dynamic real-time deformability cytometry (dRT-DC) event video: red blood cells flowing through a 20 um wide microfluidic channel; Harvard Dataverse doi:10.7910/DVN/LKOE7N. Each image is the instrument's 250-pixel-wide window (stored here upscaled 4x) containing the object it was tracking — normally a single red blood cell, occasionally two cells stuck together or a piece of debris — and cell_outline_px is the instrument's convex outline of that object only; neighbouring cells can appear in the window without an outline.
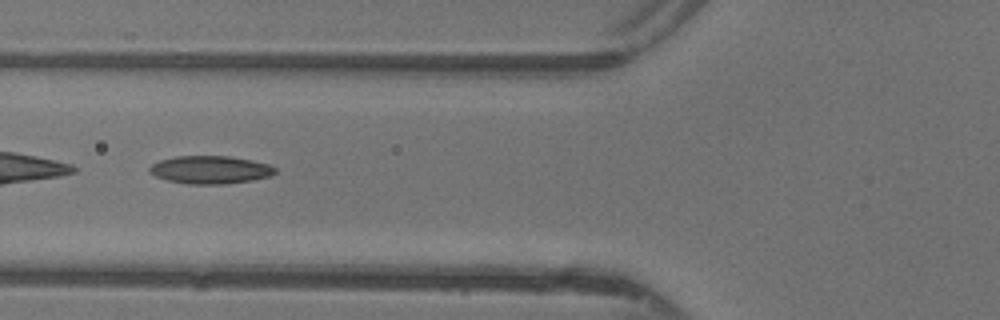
{"species": "common noctule bat (a hibernating species)", "species_latin": "Nyctalus noctula", "temperature_condition": "warm", "stored_images_in_passage": 45, "camera_frame_rate_fps": 3000, "um_per_image_px": 0.085, "animal": {"sex": "female"}, "frame": {"image": 1, "passage_image": 19, "time_ms": 6.0, "image_size_px": [1000, 320], "cell_outline_px": [[276, 172], [272, 176], [252, 180], [224, 184], [188, 184], [168, 180], [156, 176], [148, 172], [148, 168], [152, 164], [160, 160], [176, 156], [228, 156], [252, 160], [268, 164], [276, 168]], "centroid_in_image_um": [17.88, 14.43], "position_along_channel_um": 107.9, "area_um2": 20.46}}
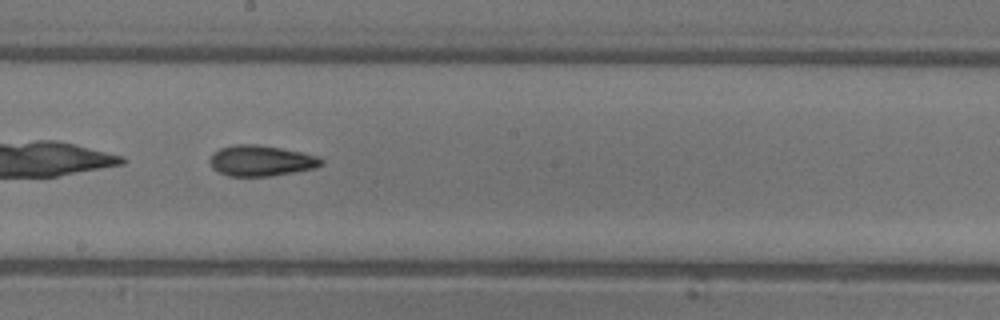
{"frame": {"image": 2, "passage_image": 27, "time_ms": 8.667, "image_size_px": [1000, 320], "cell_outline_px": [[324, 164], [316, 168], [272, 176], [228, 176], [212, 168], [208, 160], [212, 152], [220, 148], [236, 144], [256, 144], [280, 148], [320, 156], [324, 160]], "centroid_in_image_um": [22.19, 13.66], "position_along_channel_um": 226.0, "area_um2": 20.17}}
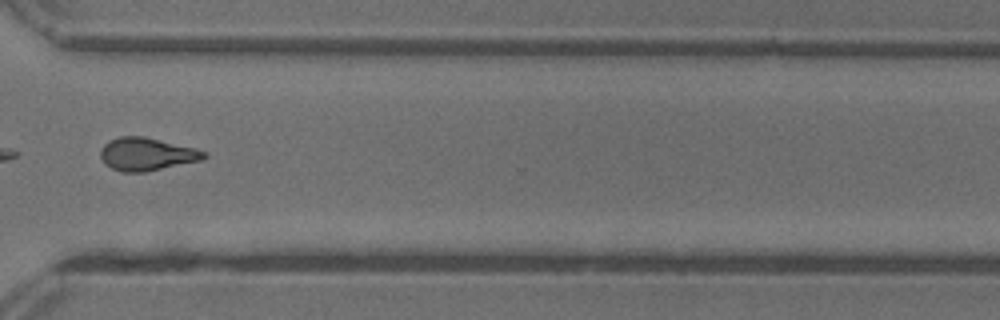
{"frame": {"image": 3, "passage_image": 36, "time_ms": 11.667, "image_size_px": [1000, 320], "cell_outline_px": [[208, 156], [204, 160], [144, 172], [124, 172], [112, 168], [104, 164], [100, 156], [100, 148], [108, 140], [120, 136], [144, 136], [196, 148], [204, 152]], "centroid_in_image_um": [12.46, 13.1], "position_along_channel_um": 358.1, "area_um2": 20.0}}